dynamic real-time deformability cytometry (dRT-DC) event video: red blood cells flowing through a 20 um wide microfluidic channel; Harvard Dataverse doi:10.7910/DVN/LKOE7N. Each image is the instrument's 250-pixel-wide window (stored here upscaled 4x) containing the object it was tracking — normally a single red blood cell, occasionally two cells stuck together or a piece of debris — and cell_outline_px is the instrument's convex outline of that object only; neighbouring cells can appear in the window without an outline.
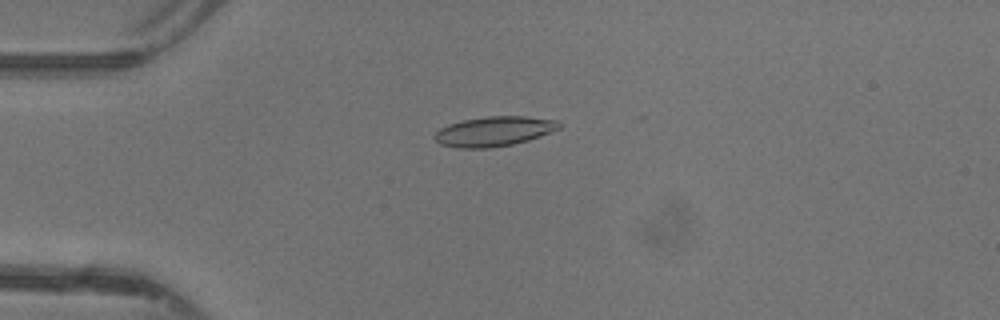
{"species": "common noctule bat (a hibernating species)", "species_latin": "Nyctalus noctula", "temperature_condition": "warm", "stored_images_in_passage": 30, "camera_frame_rate_fps": 3000, "um_per_image_px": 0.085, "animal": {"sex": "female"}, "frame": {"image": 1, "passage_image": 8, "time_ms": 2.333, "image_size_px": [1000, 320], "cell_outline_px": [[564, 124], [560, 128], [528, 140], [512, 144], [488, 148], [456, 148], [440, 144], [432, 136], [440, 128], [448, 124], [464, 120], [488, 116], [524, 116], [556, 120]], "centroid_in_image_um": [41.98, 11.16], "position_along_channel_um": 43.0, "area_um2": 21.56}}
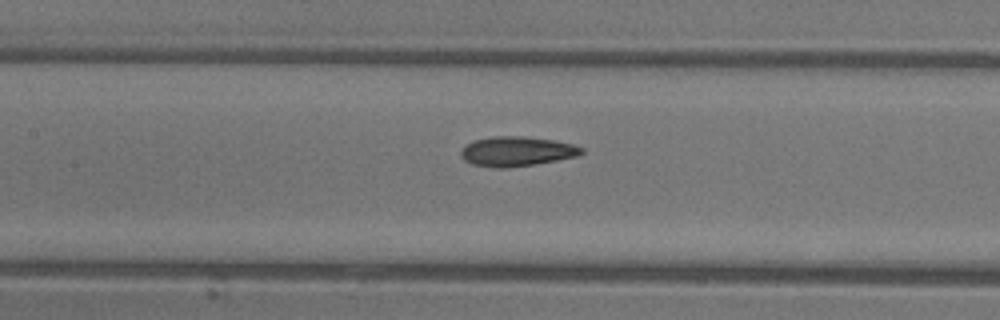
{"frame": {"image": 2, "passage_image": 18, "time_ms": 5.667, "image_size_px": [1000, 320], "cell_outline_px": [[584, 152], [576, 156], [556, 160], [508, 168], [496, 168], [472, 164], [464, 160], [460, 156], [460, 152], [468, 144], [476, 140], [492, 136], [524, 136], [552, 140], [572, 144], [584, 148]], "centroid_in_image_um": [43.91, 12.87], "position_along_channel_um": 163.5, "area_um2": 20.63}}
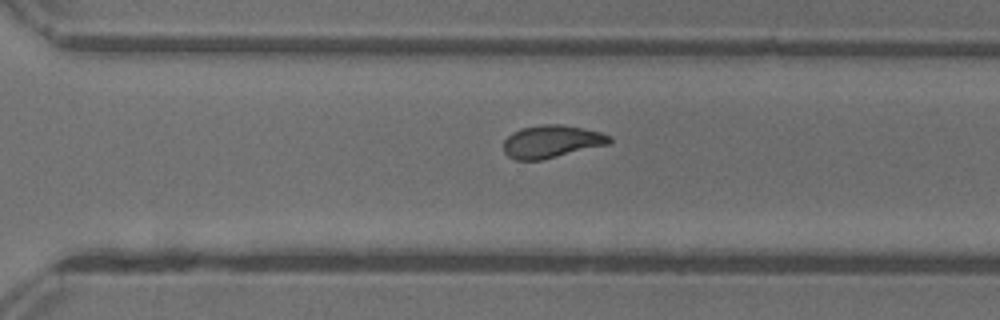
{"frame": {"image": 3, "passage_image": 29, "time_ms": 9.333, "image_size_px": [1000, 320], "cell_outline_px": [[612, 140], [608, 144], [540, 160], [516, 160], [508, 156], [504, 152], [504, 140], [512, 132], [520, 128], [544, 124], [564, 124], [584, 128], [600, 132], [612, 136]], "centroid_in_image_um": [46.87, 12.01], "position_along_channel_um": 323.7, "area_um2": 20.11}}